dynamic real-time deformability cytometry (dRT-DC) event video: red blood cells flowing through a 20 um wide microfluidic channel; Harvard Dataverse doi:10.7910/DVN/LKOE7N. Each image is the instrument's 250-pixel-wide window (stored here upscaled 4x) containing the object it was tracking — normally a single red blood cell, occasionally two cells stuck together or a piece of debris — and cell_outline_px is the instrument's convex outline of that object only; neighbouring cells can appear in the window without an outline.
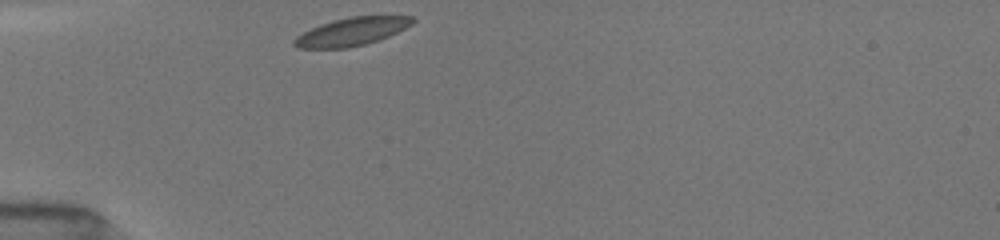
{"species": "common noctule bat (a hibernating species)", "species_latin": "Nyctalus noctula", "temperature_condition": "room temperature", "stored_images_in_passage": 15, "camera_frame_rate_fps": 3000, "um_per_image_px": 0.085, "animal": {"sex": "female", "body_mass_g": 19.5, "forearm_length_mm": 54.1}, "frame": {"image": 1, "passage_image": 1, "time_ms": 0.0, "image_size_px": [1000, 240], "cell_outline_px": [[416, 20], [412, 24], [380, 40], [348, 48], [296, 48], [292, 44], [292, 40], [296, 36], [320, 24], [352, 16], [412, 16]], "centroid_in_image_um": [29.87, 2.7], "position_along_channel_um": 55.1, "area_um2": 19.19}}
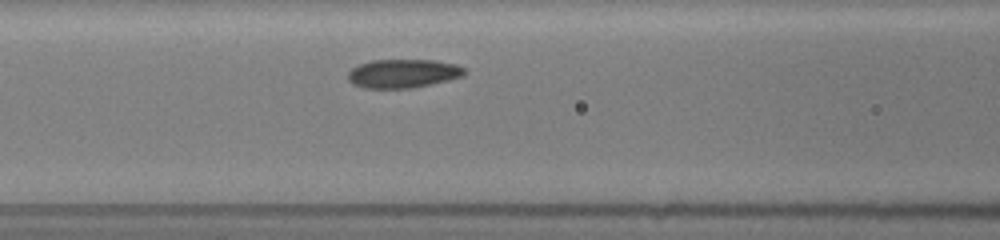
{"frame": {"image": 2, "passage_image": 6, "time_ms": 2.333, "image_size_px": [1000, 240], "cell_outline_px": [[464, 76], [448, 80], [412, 88], [364, 88], [352, 84], [348, 80], [348, 72], [352, 68], [360, 64], [372, 60], [436, 60], [456, 64], [464, 68]], "centroid_in_image_um": [34.24, 6.25], "position_along_channel_um": 132.4, "area_um2": 19.48}}
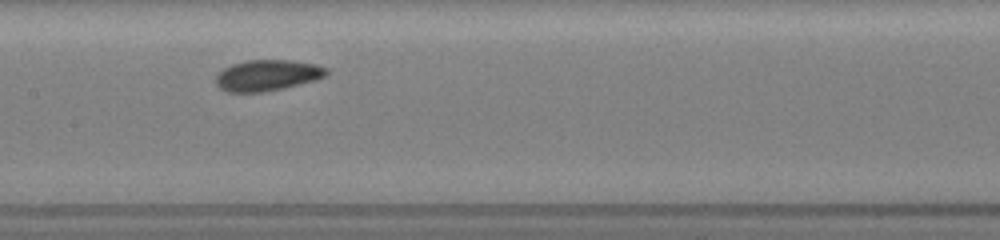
{"frame": {"image": 3, "passage_image": 9, "time_ms": 3.667, "image_size_px": [1000, 240], "cell_outline_px": [[328, 72], [324, 76], [316, 80], [264, 92], [228, 92], [220, 88], [216, 84], [216, 76], [224, 68], [232, 64], [248, 60], [292, 60], [316, 64], [328, 68]], "centroid_in_image_um": [22.73, 6.39], "position_along_channel_um": 184.7, "area_um2": 19.88}}